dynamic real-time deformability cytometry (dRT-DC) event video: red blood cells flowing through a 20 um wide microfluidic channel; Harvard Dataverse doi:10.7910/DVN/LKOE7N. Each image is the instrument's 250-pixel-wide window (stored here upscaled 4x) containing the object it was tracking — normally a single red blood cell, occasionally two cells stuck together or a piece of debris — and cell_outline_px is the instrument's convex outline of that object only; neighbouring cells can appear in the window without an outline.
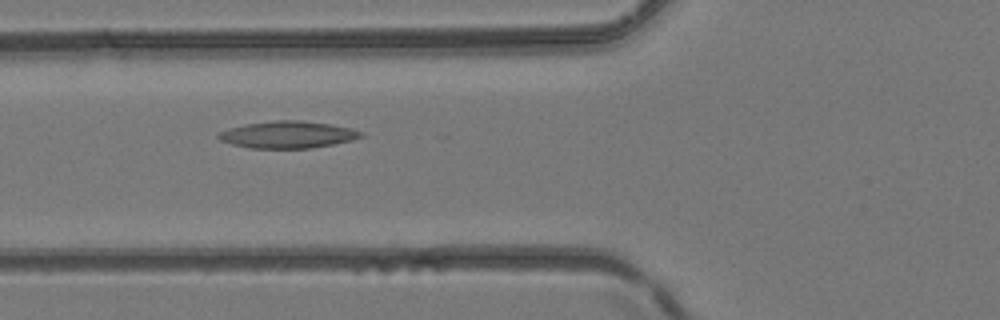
{"species": "common noctule bat (a hibernating species)", "species_latin": "Nyctalus noctula", "temperature_condition": "room temperature", "stored_images_in_passage": 11, "camera_frame_rate_fps": 3000, "um_per_image_px": 0.085, "animal": {"sex": "female", "body_mass_g": 24.6, "forearm_length_mm": 56.2}, "frame": {"image": 1, "passage_image": 3, "time_ms": 0.667, "image_size_px": [1000, 320], "cell_outline_px": [[364, 136], [352, 140], [312, 148], [252, 148], [232, 144], [220, 140], [216, 136], [220, 132], [228, 128], [244, 124], [276, 120], [300, 120], [332, 124], [352, 128], [364, 132]], "centroid_in_image_um": [24.48, 11.43], "position_along_channel_um": 101.3, "area_um2": 22.48}}
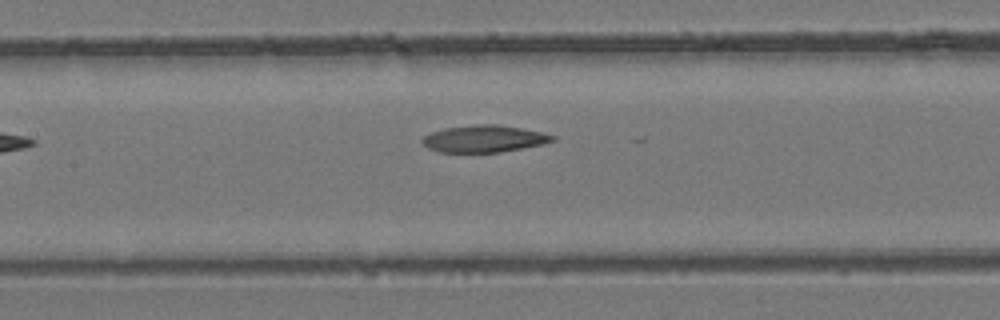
{"frame": {"image": 2, "passage_image": 7, "time_ms": 2.0, "image_size_px": [1000, 320], "cell_outline_px": [[556, 140], [544, 144], [500, 152], [440, 152], [428, 148], [420, 140], [424, 136], [432, 132], [444, 128], [476, 124], [496, 124], [544, 132], [556, 136]], "centroid_in_image_um": [41.18, 11.79], "position_along_channel_um": 166.2, "area_um2": 20.52}}
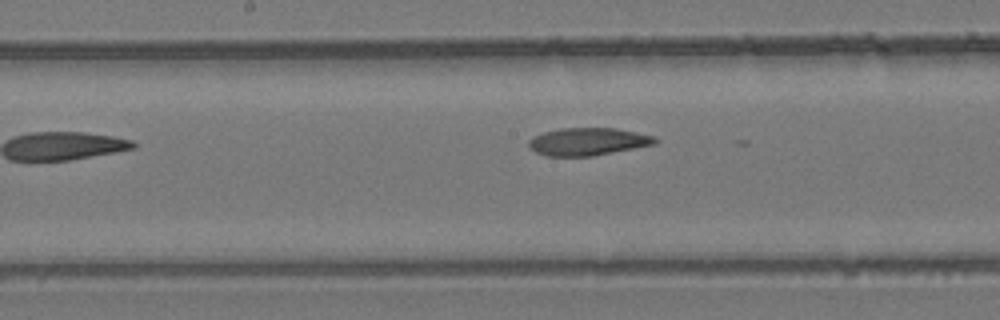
{"frame": {"image": 3, "passage_image": 9, "time_ms": 2.667, "image_size_px": [1000, 320], "cell_outline_px": [[660, 140], [656, 144], [592, 156], [544, 156], [528, 148], [528, 140], [532, 136], [544, 132], [560, 128], [616, 128], [656, 136]], "centroid_in_image_um": [49.96, 12.03], "position_along_channel_um": 198.2, "area_um2": 20.58}}